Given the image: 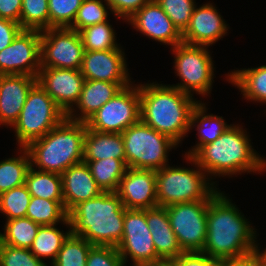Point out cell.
<instances>
[{
  "label": "cell",
  "mask_w": 266,
  "mask_h": 266,
  "mask_svg": "<svg viewBox=\"0 0 266 266\" xmlns=\"http://www.w3.org/2000/svg\"><path fill=\"white\" fill-rule=\"evenodd\" d=\"M248 220L228 194L219 189L209 199L202 252L217 260L242 258L254 253L259 233Z\"/></svg>",
  "instance_id": "1"
},
{
  "label": "cell",
  "mask_w": 266,
  "mask_h": 266,
  "mask_svg": "<svg viewBox=\"0 0 266 266\" xmlns=\"http://www.w3.org/2000/svg\"><path fill=\"white\" fill-rule=\"evenodd\" d=\"M242 124H231L215 141L202 146L192 157L208 178H233L242 174H263L266 157L259 154ZM252 142V143H251Z\"/></svg>",
  "instance_id": "2"
},
{
  "label": "cell",
  "mask_w": 266,
  "mask_h": 266,
  "mask_svg": "<svg viewBox=\"0 0 266 266\" xmlns=\"http://www.w3.org/2000/svg\"><path fill=\"white\" fill-rule=\"evenodd\" d=\"M202 102L171 84L140 83V121L166 135L178 145L190 133L193 108Z\"/></svg>",
  "instance_id": "3"
},
{
  "label": "cell",
  "mask_w": 266,
  "mask_h": 266,
  "mask_svg": "<svg viewBox=\"0 0 266 266\" xmlns=\"http://www.w3.org/2000/svg\"><path fill=\"white\" fill-rule=\"evenodd\" d=\"M125 207L116 192L78 203L68 212L70 231L92 245L117 247L123 236Z\"/></svg>",
  "instance_id": "4"
},
{
  "label": "cell",
  "mask_w": 266,
  "mask_h": 266,
  "mask_svg": "<svg viewBox=\"0 0 266 266\" xmlns=\"http://www.w3.org/2000/svg\"><path fill=\"white\" fill-rule=\"evenodd\" d=\"M85 134V122L65 117L43 137L25 147L31 167L61 175L70 166L83 162Z\"/></svg>",
  "instance_id": "5"
},
{
  "label": "cell",
  "mask_w": 266,
  "mask_h": 266,
  "mask_svg": "<svg viewBox=\"0 0 266 266\" xmlns=\"http://www.w3.org/2000/svg\"><path fill=\"white\" fill-rule=\"evenodd\" d=\"M192 168L168 164L156 172L158 207L177 203L209 201L219 187L208 178L192 156L182 157ZM172 165V166H171Z\"/></svg>",
  "instance_id": "6"
},
{
  "label": "cell",
  "mask_w": 266,
  "mask_h": 266,
  "mask_svg": "<svg viewBox=\"0 0 266 266\" xmlns=\"http://www.w3.org/2000/svg\"><path fill=\"white\" fill-rule=\"evenodd\" d=\"M209 46L192 45L184 42L170 49L174 58V73L181 81L171 86L194 97V94L207 98L213 89L215 61Z\"/></svg>",
  "instance_id": "7"
},
{
  "label": "cell",
  "mask_w": 266,
  "mask_h": 266,
  "mask_svg": "<svg viewBox=\"0 0 266 266\" xmlns=\"http://www.w3.org/2000/svg\"><path fill=\"white\" fill-rule=\"evenodd\" d=\"M127 167L162 169L169 164V155L179 147L172 139L139 121L122 133Z\"/></svg>",
  "instance_id": "8"
},
{
  "label": "cell",
  "mask_w": 266,
  "mask_h": 266,
  "mask_svg": "<svg viewBox=\"0 0 266 266\" xmlns=\"http://www.w3.org/2000/svg\"><path fill=\"white\" fill-rule=\"evenodd\" d=\"M65 113L37 82L29 91L17 122L12 130L17 147H26L57 126Z\"/></svg>",
  "instance_id": "9"
},
{
  "label": "cell",
  "mask_w": 266,
  "mask_h": 266,
  "mask_svg": "<svg viewBox=\"0 0 266 266\" xmlns=\"http://www.w3.org/2000/svg\"><path fill=\"white\" fill-rule=\"evenodd\" d=\"M140 121V83L122 88L85 123L88 129L122 133Z\"/></svg>",
  "instance_id": "10"
},
{
  "label": "cell",
  "mask_w": 266,
  "mask_h": 266,
  "mask_svg": "<svg viewBox=\"0 0 266 266\" xmlns=\"http://www.w3.org/2000/svg\"><path fill=\"white\" fill-rule=\"evenodd\" d=\"M208 206L209 201H194L165 207L183 252H202L207 233Z\"/></svg>",
  "instance_id": "11"
},
{
  "label": "cell",
  "mask_w": 266,
  "mask_h": 266,
  "mask_svg": "<svg viewBox=\"0 0 266 266\" xmlns=\"http://www.w3.org/2000/svg\"><path fill=\"white\" fill-rule=\"evenodd\" d=\"M116 248L125 266L129 260L130 266H147L161 262L146 222L145 209H125L123 236Z\"/></svg>",
  "instance_id": "12"
},
{
  "label": "cell",
  "mask_w": 266,
  "mask_h": 266,
  "mask_svg": "<svg viewBox=\"0 0 266 266\" xmlns=\"http://www.w3.org/2000/svg\"><path fill=\"white\" fill-rule=\"evenodd\" d=\"M84 54L81 35L70 28H48L41 31V67L80 69Z\"/></svg>",
  "instance_id": "13"
},
{
  "label": "cell",
  "mask_w": 266,
  "mask_h": 266,
  "mask_svg": "<svg viewBox=\"0 0 266 266\" xmlns=\"http://www.w3.org/2000/svg\"><path fill=\"white\" fill-rule=\"evenodd\" d=\"M41 32L22 30L10 45L0 51V75L37 77L40 65Z\"/></svg>",
  "instance_id": "14"
},
{
  "label": "cell",
  "mask_w": 266,
  "mask_h": 266,
  "mask_svg": "<svg viewBox=\"0 0 266 266\" xmlns=\"http://www.w3.org/2000/svg\"><path fill=\"white\" fill-rule=\"evenodd\" d=\"M37 82L67 115L80 98L85 78L80 69L41 67Z\"/></svg>",
  "instance_id": "15"
},
{
  "label": "cell",
  "mask_w": 266,
  "mask_h": 266,
  "mask_svg": "<svg viewBox=\"0 0 266 266\" xmlns=\"http://www.w3.org/2000/svg\"><path fill=\"white\" fill-rule=\"evenodd\" d=\"M124 47L106 51L84 50L81 74L85 80L132 83ZM133 79V81L131 80Z\"/></svg>",
  "instance_id": "16"
},
{
  "label": "cell",
  "mask_w": 266,
  "mask_h": 266,
  "mask_svg": "<svg viewBox=\"0 0 266 266\" xmlns=\"http://www.w3.org/2000/svg\"><path fill=\"white\" fill-rule=\"evenodd\" d=\"M126 23L149 40L159 42L160 45L172 48L183 42L182 33L155 0L141 7Z\"/></svg>",
  "instance_id": "17"
},
{
  "label": "cell",
  "mask_w": 266,
  "mask_h": 266,
  "mask_svg": "<svg viewBox=\"0 0 266 266\" xmlns=\"http://www.w3.org/2000/svg\"><path fill=\"white\" fill-rule=\"evenodd\" d=\"M213 4L208 1L195 7L188 26L182 32L184 43L211 47L227 36L229 25Z\"/></svg>",
  "instance_id": "18"
},
{
  "label": "cell",
  "mask_w": 266,
  "mask_h": 266,
  "mask_svg": "<svg viewBox=\"0 0 266 266\" xmlns=\"http://www.w3.org/2000/svg\"><path fill=\"white\" fill-rule=\"evenodd\" d=\"M116 193L127 209L158 207L155 170L128 167Z\"/></svg>",
  "instance_id": "19"
},
{
  "label": "cell",
  "mask_w": 266,
  "mask_h": 266,
  "mask_svg": "<svg viewBox=\"0 0 266 266\" xmlns=\"http://www.w3.org/2000/svg\"><path fill=\"white\" fill-rule=\"evenodd\" d=\"M36 83L37 77L29 75H0V127H13Z\"/></svg>",
  "instance_id": "20"
},
{
  "label": "cell",
  "mask_w": 266,
  "mask_h": 266,
  "mask_svg": "<svg viewBox=\"0 0 266 266\" xmlns=\"http://www.w3.org/2000/svg\"><path fill=\"white\" fill-rule=\"evenodd\" d=\"M130 84L131 83H111L108 81L85 80L77 104L66 117L73 121L86 122L122 88H125Z\"/></svg>",
  "instance_id": "21"
},
{
  "label": "cell",
  "mask_w": 266,
  "mask_h": 266,
  "mask_svg": "<svg viewBox=\"0 0 266 266\" xmlns=\"http://www.w3.org/2000/svg\"><path fill=\"white\" fill-rule=\"evenodd\" d=\"M64 207L69 212L78 203L100 195L98 186L85 162L70 166L61 174Z\"/></svg>",
  "instance_id": "22"
},
{
  "label": "cell",
  "mask_w": 266,
  "mask_h": 266,
  "mask_svg": "<svg viewBox=\"0 0 266 266\" xmlns=\"http://www.w3.org/2000/svg\"><path fill=\"white\" fill-rule=\"evenodd\" d=\"M152 241L161 261H170L183 253L174 234L165 207L145 209Z\"/></svg>",
  "instance_id": "23"
},
{
  "label": "cell",
  "mask_w": 266,
  "mask_h": 266,
  "mask_svg": "<svg viewBox=\"0 0 266 266\" xmlns=\"http://www.w3.org/2000/svg\"><path fill=\"white\" fill-rule=\"evenodd\" d=\"M206 102H198L193 108L190 119V132L193 128L197 130L198 139L195 145L182 154L193 156L202 146L215 141L231 125L226 122L224 117L209 114Z\"/></svg>",
  "instance_id": "24"
},
{
  "label": "cell",
  "mask_w": 266,
  "mask_h": 266,
  "mask_svg": "<svg viewBox=\"0 0 266 266\" xmlns=\"http://www.w3.org/2000/svg\"><path fill=\"white\" fill-rule=\"evenodd\" d=\"M107 158L120 159L126 163L122 134L94 131L86 126L83 162Z\"/></svg>",
  "instance_id": "25"
},
{
  "label": "cell",
  "mask_w": 266,
  "mask_h": 266,
  "mask_svg": "<svg viewBox=\"0 0 266 266\" xmlns=\"http://www.w3.org/2000/svg\"><path fill=\"white\" fill-rule=\"evenodd\" d=\"M225 77L228 83L237 87L247 102L266 105V65L237 68L229 71Z\"/></svg>",
  "instance_id": "26"
},
{
  "label": "cell",
  "mask_w": 266,
  "mask_h": 266,
  "mask_svg": "<svg viewBox=\"0 0 266 266\" xmlns=\"http://www.w3.org/2000/svg\"><path fill=\"white\" fill-rule=\"evenodd\" d=\"M58 224L40 226L30 247L31 252L47 266H49L48 263L50 265L53 263L63 242L71 234L70 228L63 231L58 228ZM45 260L50 261L47 263Z\"/></svg>",
  "instance_id": "27"
},
{
  "label": "cell",
  "mask_w": 266,
  "mask_h": 266,
  "mask_svg": "<svg viewBox=\"0 0 266 266\" xmlns=\"http://www.w3.org/2000/svg\"><path fill=\"white\" fill-rule=\"evenodd\" d=\"M25 185L33 197L52 201H63L61 175L53 172L28 169Z\"/></svg>",
  "instance_id": "28"
},
{
  "label": "cell",
  "mask_w": 266,
  "mask_h": 266,
  "mask_svg": "<svg viewBox=\"0 0 266 266\" xmlns=\"http://www.w3.org/2000/svg\"><path fill=\"white\" fill-rule=\"evenodd\" d=\"M26 217L40 226L61 223L66 228H70L64 201H52L31 196Z\"/></svg>",
  "instance_id": "29"
},
{
  "label": "cell",
  "mask_w": 266,
  "mask_h": 266,
  "mask_svg": "<svg viewBox=\"0 0 266 266\" xmlns=\"http://www.w3.org/2000/svg\"><path fill=\"white\" fill-rule=\"evenodd\" d=\"M16 148L18 155L0 161V194L25 184L30 156L25 147Z\"/></svg>",
  "instance_id": "30"
},
{
  "label": "cell",
  "mask_w": 266,
  "mask_h": 266,
  "mask_svg": "<svg viewBox=\"0 0 266 266\" xmlns=\"http://www.w3.org/2000/svg\"><path fill=\"white\" fill-rule=\"evenodd\" d=\"M94 180L103 192H116L127 171V164L115 158L85 162Z\"/></svg>",
  "instance_id": "31"
},
{
  "label": "cell",
  "mask_w": 266,
  "mask_h": 266,
  "mask_svg": "<svg viewBox=\"0 0 266 266\" xmlns=\"http://www.w3.org/2000/svg\"><path fill=\"white\" fill-rule=\"evenodd\" d=\"M0 242L13 247L30 249L40 225L30 218H16L5 221Z\"/></svg>",
  "instance_id": "32"
},
{
  "label": "cell",
  "mask_w": 266,
  "mask_h": 266,
  "mask_svg": "<svg viewBox=\"0 0 266 266\" xmlns=\"http://www.w3.org/2000/svg\"><path fill=\"white\" fill-rule=\"evenodd\" d=\"M86 51H106L118 49L122 46L116 40V30L108 21L88 26L80 32Z\"/></svg>",
  "instance_id": "33"
},
{
  "label": "cell",
  "mask_w": 266,
  "mask_h": 266,
  "mask_svg": "<svg viewBox=\"0 0 266 266\" xmlns=\"http://www.w3.org/2000/svg\"><path fill=\"white\" fill-rule=\"evenodd\" d=\"M93 246L86 239L70 234L49 266H86L89 250Z\"/></svg>",
  "instance_id": "34"
},
{
  "label": "cell",
  "mask_w": 266,
  "mask_h": 266,
  "mask_svg": "<svg viewBox=\"0 0 266 266\" xmlns=\"http://www.w3.org/2000/svg\"><path fill=\"white\" fill-rule=\"evenodd\" d=\"M113 15L105 0H83L70 29L80 32L82 29L110 20Z\"/></svg>",
  "instance_id": "35"
},
{
  "label": "cell",
  "mask_w": 266,
  "mask_h": 266,
  "mask_svg": "<svg viewBox=\"0 0 266 266\" xmlns=\"http://www.w3.org/2000/svg\"><path fill=\"white\" fill-rule=\"evenodd\" d=\"M20 25L23 30H37L41 32L48 29V0H22Z\"/></svg>",
  "instance_id": "36"
},
{
  "label": "cell",
  "mask_w": 266,
  "mask_h": 266,
  "mask_svg": "<svg viewBox=\"0 0 266 266\" xmlns=\"http://www.w3.org/2000/svg\"><path fill=\"white\" fill-rule=\"evenodd\" d=\"M31 194L25 184L0 194V213L7 220L26 217Z\"/></svg>",
  "instance_id": "37"
},
{
  "label": "cell",
  "mask_w": 266,
  "mask_h": 266,
  "mask_svg": "<svg viewBox=\"0 0 266 266\" xmlns=\"http://www.w3.org/2000/svg\"><path fill=\"white\" fill-rule=\"evenodd\" d=\"M83 0H48L49 28H70Z\"/></svg>",
  "instance_id": "38"
},
{
  "label": "cell",
  "mask_w": 266,
  "mask_h": 266,
  "mask_svg": "<svg viewBox=\"0 0 266 266\" xmlns=\"http://www.w3.org/2000/svg\"><path fill=\"white\" fill-rule=\"evenodd\" d=\"M182 33L189 24L196 0H155Z\"/></svg>",
  "instance_id": "39"
},
{
  "label": "cell",
  "mask_w": 266,
  "mask_h": 266,
  "mask_svg": "<svg viewBox=\"0 0 266 266\" xmlns=\"http://www.w3.org/2000/svg\"><path fill=\"white\" fill-rule=\"evenodd\" d=\"M0 266H47L30 249L13 247L0 242Z\"/></svg>",
  "instance_id": "40"
},
{
  "label": "cell",
  "mask_w": 266,
  "mask_h": 266,
  "mask_svg": "<svg viewBox=\"0 0 266 266\" xmlns=\"http://www.w3.org/2000/svg\"><path fill=\"white\" fill-rule=\"evenodd\" d=\"M86 266H125L114 246L94 245L88 253Z\"/></svg>",
  "instance_id": "41"
},
{
  "label": "cell",
  "mask_w": 266,
  "mask_h": 266,
  "mask_svg": "<svg viewBox=\"0 0 266 266\" xmlns=\"http://www.w3.org/2000/svg\"><path fill=\"white\" fill-rule=\"evenodd\" d=\"M111 8L113 16L117 20L126 22L132 17L141 7L151 0H105Z\"/></svg>",
  "instance_id": "42"
},
{
  "label": "cell",
  "mask_w": 266,
  "mask_h": 266,
  "mask_svg": "<svg viewBox=\"0 0 266 266\" xmlns=\"http://www.w3.org/2000/svg\"><path fill=\"white\" fill-rule=\"evenodd\" d=\"M170 262L174 266H218L219 260L205 255L203 252H183Z\"/></svg>",
  "instance_id": "43"
},
{
  "label": "cell",
  "mask_w": 266,
  "mask_h": 266,
  "mask_svg": "<svg viewBox=\"0 0 266 266\" xmlns=\"http://www.w3.org/2000/svg\"><path fill=\"white\" fill-rule=\"evenodd\" d=\"M22 30L19 23L0 18V51L10 45Z\"/></svg>",
  "instance_id": "44"
},
{
  "label": "cell",
  "mask_w": 266,
  "mask_h": 266,
  "mask_svg": "<svg viewBox=\"0 0 266 266\" xmlns=\"http://www.w3.org/2000/svg\"><path fill=\"white\" fill-rule=\"evenodd\" d=\"M22 0H0V18L20 24Z\"/></svg>",
  "instance_id": "45"
},
{
  "label": "cell",
  "mask_w": 266,
  "mask_h": 266,
  "mask_svg": "<svg viewBox=\"0 0 266 266\" xmlns=\"http://www.w3.org/2000/svg\"><path fill=\"white\" fill-rule=\"evenodd\" d=\"M218 266H254V253L242 258L219 260Z\"/></svg>",
  "instance_id": "46"
},
{
  "label": "cell",
  "mask_w": 266,
  "mask_h": 266,
  "mask_svg": "<svg viewBox=\"0 0 266 266\" xmlns=\"http://www.w3.org/2000/svg\"><path fill=\"white\" fill-rule=\"evenodd\" d=\"M258 241L259 240L257 239V246H256L255 253H256L258 258H260L263 262L266 263V247L265 248L261 247V245H260V243H258Z\"/></svg>",
  "instance_id": "47"
},
{
  "label": "cell",
  "mask_w": 266,
  "mask_h": 266,
  "mask_svg": "<svg viewBox=\"0 0 266 266\" xmlns=\"http://www.w3.org/2000/svg\"><path fill=\"white\" fill-rule=\"evenodd\" d=\"M254 266H266V263L263 262L260 258H258L255 252H254Z\"/></svg>",
  "instance_id": "48"
},
{
  "label": "cell",
  "mask_w": 266,
  "mask_h": 266,
  "mask_svg": "<svg viewBox=\"0 0 266 266\" xmlns=\"http://www.w3.org/2000/svg\"><path fill=\"white\" fill-rule=\"evenodd\" d=\"M147 266H174L170 261H161L159 263H153Z\"/></svg>",
  "instance_id": "49"
}]
</instances>
